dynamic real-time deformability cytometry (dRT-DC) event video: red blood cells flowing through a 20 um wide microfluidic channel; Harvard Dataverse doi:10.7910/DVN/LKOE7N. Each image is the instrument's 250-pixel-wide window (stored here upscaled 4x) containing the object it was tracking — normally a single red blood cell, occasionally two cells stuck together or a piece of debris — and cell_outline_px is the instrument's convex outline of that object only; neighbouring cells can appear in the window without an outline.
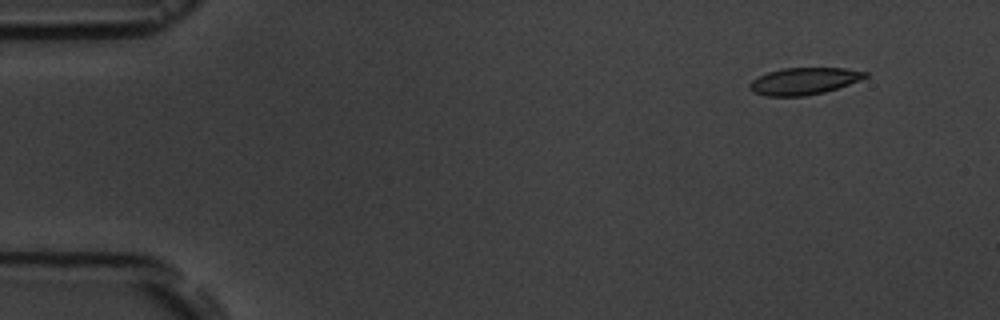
{"species": "common noctule bat (a hibernating species)", "species_latin": "Nyctalus noctula", "temperature_condition": "room temperature", "stored_images_in_passage": 7, "camera_frame_rate_fps": 3000, "um_per_image_px": 0.085, "animal": {"sex": "male", "body_mass_g": 19.5, "forearm_length_mm": 54.6}, "frame": {"image": 1, "passage_image": 1, "time_ms": 0.0, "image_size_px": [1000, 320], "cell_outline_px": [[868, 76], [860, 80], [824, 92], [804, 96], [764, 96], [752, 92], [748, 88], [748, 84], [752, 80], [768, 72], [784, 68], [844, 68], [868, 72]], "centroid_in_image_um": [68.3, 6.9], "position_along_channel_um": 16.7, "area_um2": 18.09}}
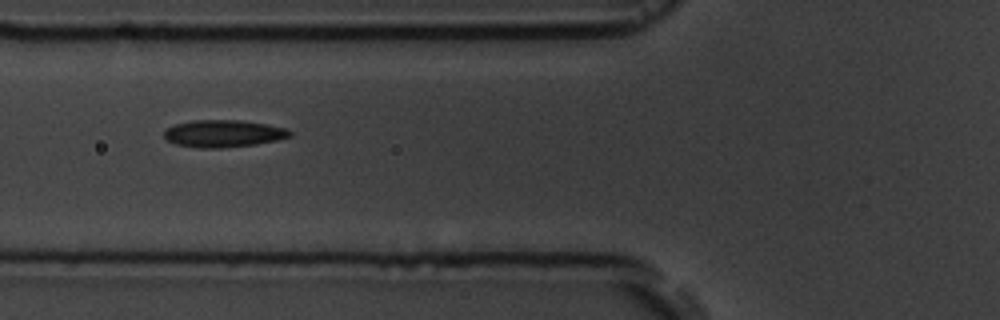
{"frame": {"image": 2, "passage_image": 5, "time_ms": 5.333, "image_size_px": [1000, 320], "cell_outline_px": [[292, 136], [276, 140], [256, 144], [220, 148], [196, 148], [176, 144], [168, 140], [164, 136], [164, 128], [176, 124], [192, 120], [240, 120], [288, 128], [292, 132]], "centroid_in_image_um": [18.98, 11.35], "position_along_channel_um": 106.8, "area_um2": 20.0}}
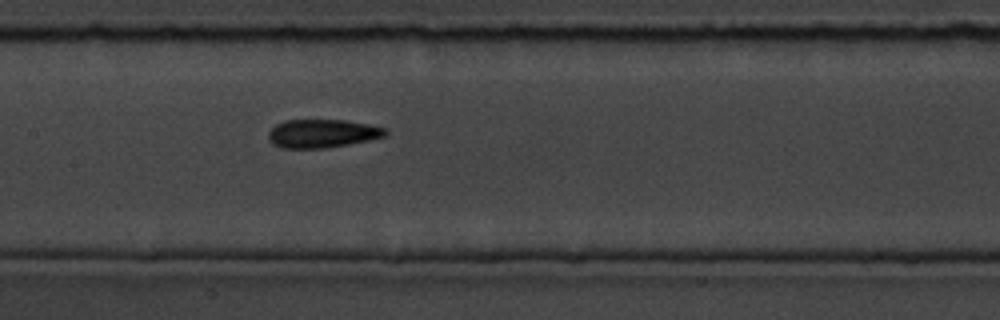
{"frame": {"image": 3, "passage_image": 7, "time_ms": 7.333, "image_size_px": [1000, 320], "cell_outline_px": [[388, 132], [384, 136], [368, 140], [348, 144], [324, 148], [280, 148], [272, 144], [268, 140], [268, 132], [276, 124], [284, 120], [344, 120], [368, 124], [388, 128]], "centroid_in_image_um": [27.36, 11.34], "position_along_channel_um": 180.0, "area_um2": 19.42}}